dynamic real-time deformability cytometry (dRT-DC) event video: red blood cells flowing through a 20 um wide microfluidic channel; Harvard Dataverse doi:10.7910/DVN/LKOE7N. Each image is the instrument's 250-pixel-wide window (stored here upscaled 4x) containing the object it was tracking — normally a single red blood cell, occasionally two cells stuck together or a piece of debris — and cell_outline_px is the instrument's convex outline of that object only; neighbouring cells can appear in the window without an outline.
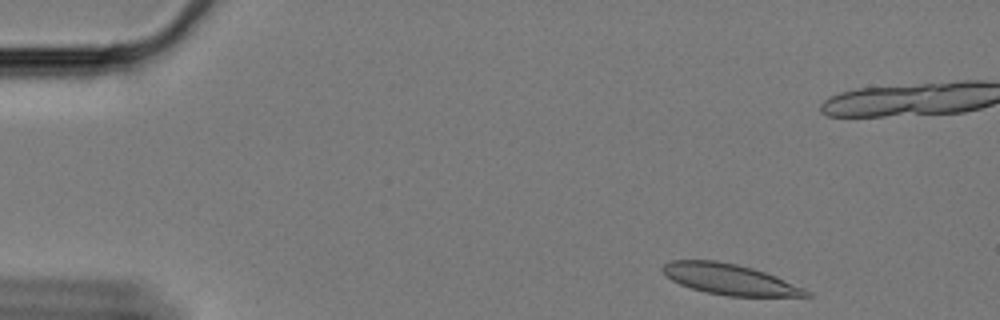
{"species": "Egyptian fruit bat (a non-hibernating species)", "species_latin": "Rousettus aegyptiacus", "temperature_condition": "cold", "stored_images_in_passage": 55, "camera_frame_rate_fps": 3000, "um_per_image_px": 0.085, "animal": {"sex": "female"}, "frame": {"image": 1, "passage_image": 2, "time_ms": 0.333, "image_size_px": [1000, 320], "cell_outline_px": [[812, 296], [728, 296], [704, 292], [680, 284], [672, 280], [660, 268], [664, 264], [672, 260], [716, 260], [736, 264], [752, 268], [776, 276], [804, 288], [812, 292]], "centroid_in_image_um": [62.03, 23.74], "position_along_channel_um": 23.0, "area_um2": 25.55}}
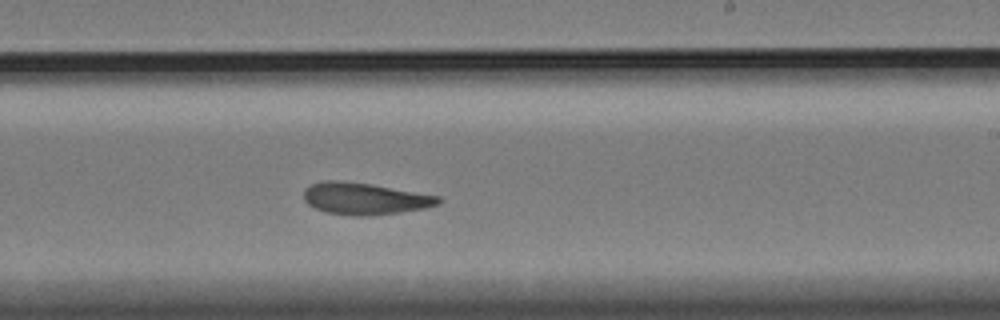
{"frame": {"image": 2, "passage_image": 31, "time_ms": 10.0, "image_size_px": [1000, 320], "cell_outline_px": [[444, 200], [440, 204], [424, 208], [400, 212], [368, 216], [352, 216], [324, 212], [308, 204], [304, 200], [304, 188], [320, 180], [336, 180], [372, 184], [440, 196]], "centroid_in_image_um": [31.0, 16.88], "position_along_channel_um": 258.0, "area_um2": 25.2}}
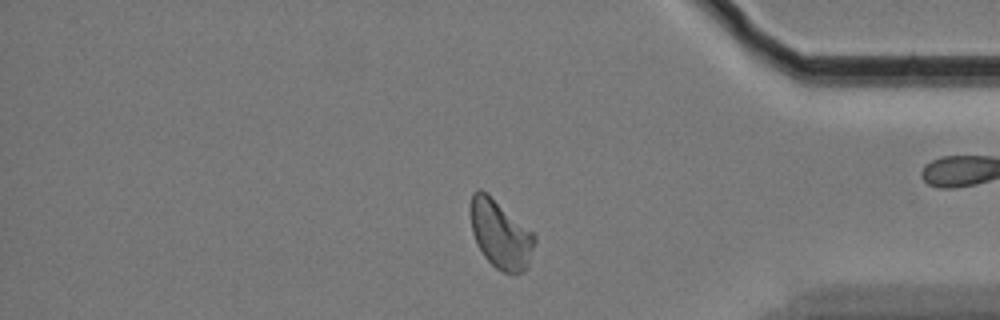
{"frame": {"image": 3, "passage_image": 45, "time_ms": 14.667, "image_size_px": [1000, 320], "cell_outline_px": [[536, 240], [528, 268], [516, 276], [504, 272], [496, 268], [484, 256], [476, 244], [472, 232], [468, 212], [472, 192], [476, 188], [480, 188], [532, 232], [536, 236]], "centroid_in_image_um": [42.51, 19.94], "position_along_channel_um": 392.7, "area_um2": 25.66}, "authors_computed_cell_mechanics": {"area_um2": 25.0852, "velocity_mm_per_s": 3.3071, "shape_relaxation_time_tau1_ms": null, "shape_relaxation_time_tau2_ms": 2.4891, "deformation_change_tau1": null, "deformation_change_tau2": 0.069}}